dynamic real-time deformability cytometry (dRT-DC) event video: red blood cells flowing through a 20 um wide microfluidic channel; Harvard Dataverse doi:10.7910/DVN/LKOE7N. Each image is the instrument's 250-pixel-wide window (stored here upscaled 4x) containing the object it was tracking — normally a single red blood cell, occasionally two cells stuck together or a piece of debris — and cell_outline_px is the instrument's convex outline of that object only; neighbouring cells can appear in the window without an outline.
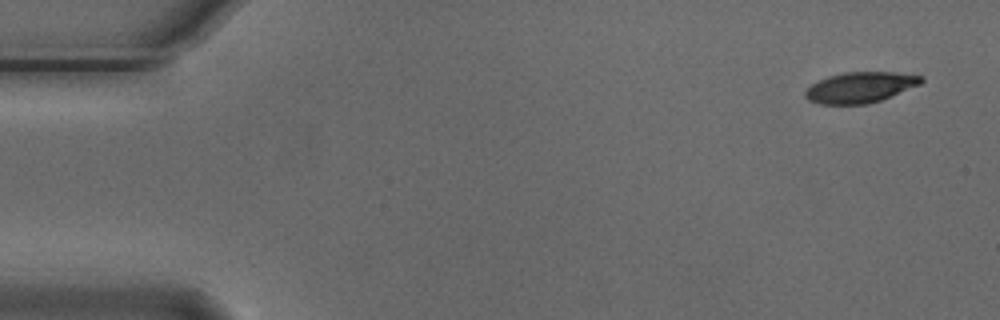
{"species": "Egyptian fruit bat (a non-hibernating species)", "species_latin": "Rousettus aegyptiacus", "temperature_condition": "cold", "stored_images_in_passage": 2, "camera_frame_rate_fps": 3000, "um_per_image_px": 0.085, "animal": {"sex": "male"}, "frame": {"image": 1, "passage_image": 2, "time_ms": 0.333, "image_size_px": [1000, 320], "cell_outline_px": [[924, 80], [920, 84], [880, 100], [868, 104], [820, 104], [808, 100], [804, 96], [804, 92], [812, 84], [828, 76], [844, 72], [896, 72], [924, 76]], "centroid_in_image_um": [73.11, 7.42], "position_along_channel_um": 11.9, "area_um2": 20.63}}